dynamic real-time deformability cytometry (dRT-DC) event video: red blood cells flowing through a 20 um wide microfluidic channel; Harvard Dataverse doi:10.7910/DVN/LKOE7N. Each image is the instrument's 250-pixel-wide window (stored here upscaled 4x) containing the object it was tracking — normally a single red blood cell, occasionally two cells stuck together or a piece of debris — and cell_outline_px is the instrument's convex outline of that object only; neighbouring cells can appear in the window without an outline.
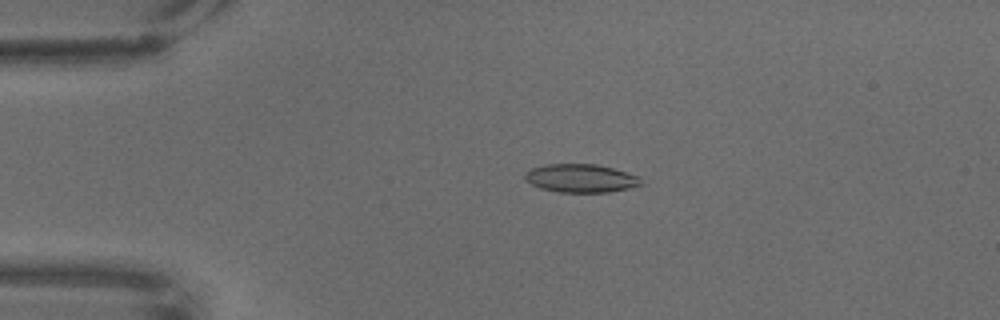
{"species": "common noctule bat (a hibernating species)", "species_latin": "Nyctalus noctula", "temperature_condition": "warm", "stored_images_in_passage": 69, "camera_frame_rate_fps": 3000, "um_per_image_px": 0.085, "animal": {"sex": "male", "body_mass_g": 18.8}, "frame": {"image": 1, "passage_image": 15, "time_ms": 4.667, "image_size_px": [1000, 320], "cell_outline_px": [[644, 184], [628, 188], [608, 192], [560, 192], [540, 188], [524, 180], [524, 172], [532, 168], [548, 164], [596, 164], [612, 168], [640, 176]], "centroid_in_image_um": [49.37, 15.15], "position_along_channel_um": 35.6, "area_um2": 19.19}}
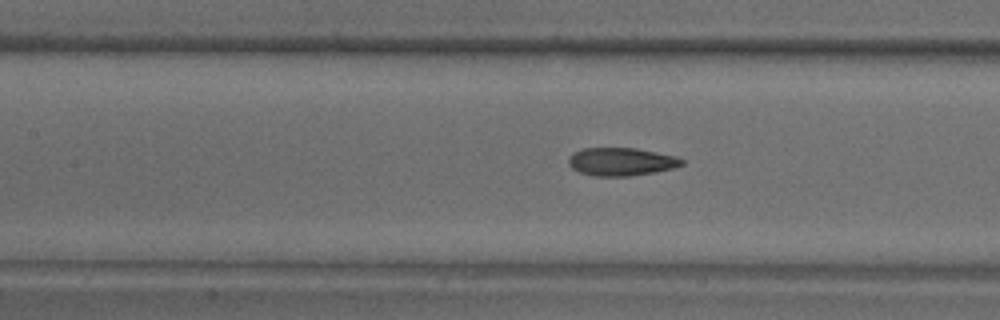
{"frame": {"image": 2, "passage_image": 31, "time_ms": 10.0, "image_size_px": [1000, 320], "cell_outline_px": [[684, 164], [676, 168], [656, 172], [628, 176], [592, 176], [580, 172], [572, 168], [568, 164], [568, 156], [572, 152], [584, 148], [636, 148], [676, 156], [684, 160]], "centroid_in_image_um": [52.8, 13.74], "position_along_channel_um": 154.6, "area_um2": 18.73}}
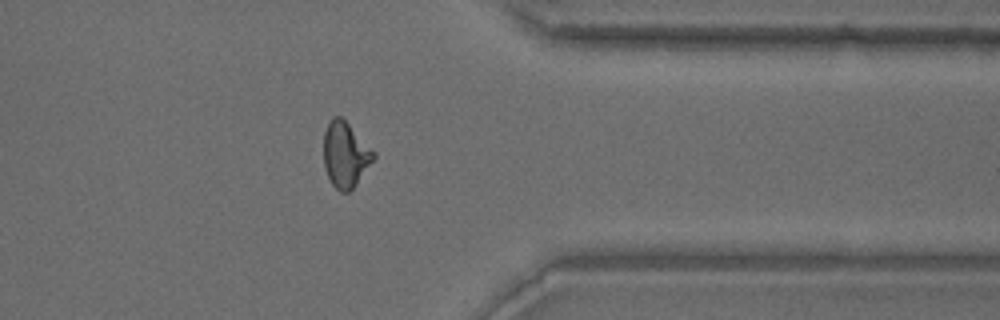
{"frame": {"image": 3, "passage_image": 55, "time_ms": 18.0, "image_size_px": [1000, 320], "cell_outline_px": [[376, 156], [356, 184], [348, 192], [340, 192], [332, 184], [328, 176], [324, 164], [324, 132], [332, 116], [340, 116], [376, 152]], "centroid_in_image_um": [29.36, 13.14], "position_along_channel_um": 382.0, "area_um2": 18.79}}